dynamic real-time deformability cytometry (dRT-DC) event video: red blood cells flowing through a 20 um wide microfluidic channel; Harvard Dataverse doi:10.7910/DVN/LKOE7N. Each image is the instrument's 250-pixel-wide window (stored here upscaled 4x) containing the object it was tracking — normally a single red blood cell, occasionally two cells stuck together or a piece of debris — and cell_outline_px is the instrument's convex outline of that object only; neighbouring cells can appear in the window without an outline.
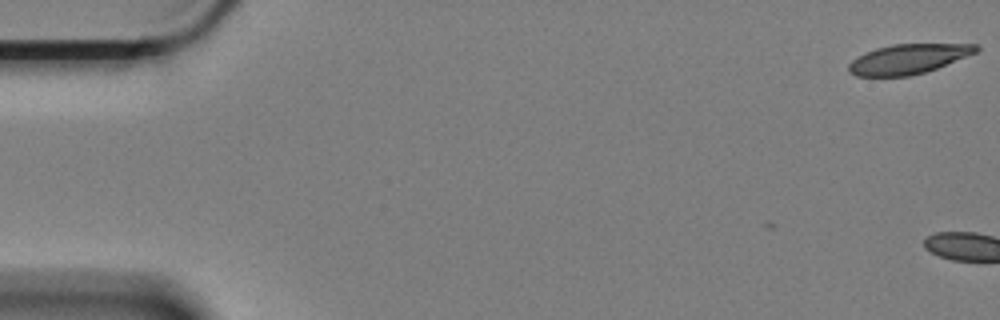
{"species": "Egyptian fruit bat (a non-hibernating species)", "species_latin": "Rousettus aegyptiacus", "temperature_condition": "cold", "stored_images_in_passage": 4, "camera_frame_rate_fps": 3000, "um_per_image_px": 0.085, "animal": {"sex": "female"}, "frame": {"image": 1, "passage_image": 1, "time_ms": 0.0, "image_size_px": [1000, 320], "cell_outline_px": [[980, 48], [976, 52], [936, 68], [924, 72], [908, 76], [856, 76], [848, 72], [848, 64], [852, 60], [876, 48], [892, 44], [976, 44]], "centroid_in_image_um": [77.17, 5.01], "position_along_channel_um": 7.8, "area_um2": 21.73}}